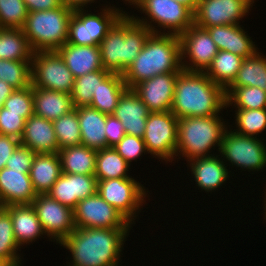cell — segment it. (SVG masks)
Wrapping results in <instances>:
<instances>
[{
    "label": "cell",
    "mask_w": 266,
    "mask_h": 266,
    "mask_svg": "<svg viewBox=\"0 0 266 266\" xmlns=\"http://www.w3.org/2000/svg\"><path fill=\"white\" fill-rule=\"evenodd\" d=\"M130 164L114 149L107 147L96 152L95 177L97 180L128 178Z\"/></svg>",
    "instance_id": "d6a6232c"
},
{
    "label": "cell",
    "mask_w": 266,
    "mask_h": 266,
    "mask_svg": "<svg viewBox=\"0 0 266 266\" xmlns=\"http://www.w3.org/2000/svg\"><path fill=\"white\" fill-rule=\"evenodd\" d=\"M226 93L204 72L181 70L175 82L171 112L177 118L219 115Z\"/></svg>",
    "instance_id": "7a4b0ae2"
},
{
    "label": "cell",
    "mask_w": 266,
    "mask_h": 266,
    "mask_svg": "<svg viewBox=\"0 0 266 266\" xmlns=\"http://www.w3.org/2000/svg\"><path fill=\"white\" fill-rule=\"evenodd\" d=\"M111 72L101 69L75 78L72 91L70 93L73 107L88 106L92 102L93 93H96L100 82H102Z\"/></svg>",
    "instance_id": "e575fe53"
},
{
    "label": "cell",
    "mask_w": 266,
    "mask_h": 266,
    "mask_svg": "<svg viewBox=\"0 0 266 266\" xmlns=\"http://www.w3.org/2000/svg\"><path fill=\"white\" fill-rule=\"evenodd\" d=\"M105 135L107 147H114L126 135L123 124L113 114L106 117Z\"/></svg>",
    "instance_id": "bcb514c9"
},
{
    "label": "cell",
    "mask_w": 266,
    "mask_h": 266,
    "mask_svg": "<svg viewBox=\"0 0 266 266\" xmlns=\"http://www.w3.org/2000/svg\"><path fill=\"white\" fill-rule=\"evenodd\" d=\"M6 99L3 97V96H0V109L3 107V102L5 101Z\"/></svg>",
    "instance_id": "f5cc1de1"
},
{
    "label": "cell",
    "mask_w": 266,
    "mask_h": 266,
    "mask_svg": "<svg viewBox=\"0 0 266 266\" xmlns=\"http://www.w3.org/2000/svg\"><path fill=\"white\" fill-rule=\"evenodd\" d=\"M125 1H128V3H130V5H133V3L136 1V0H125ZM132 3V4H131Z\"/></svg>",
    "instance_id": "11a10c76"
},
{
    "label": "cell",
    "mask_w": 266,
    "mask_h": 266,
    "mask_svg": "<svg viewBox=\"0 0 266 266\" xmlns=\"http://www.w3.org/2000/svg\"><path fill=\"white\" fill-rule=\"evenodd\" d=\"M75 77L57 51L34 52L31 60V85L70 94Z\"/></svg>",
    "instance_id": "9c48e42d"
},
{
    "label": "cell",
    "mask_w": 266,
    "mask_h": 266,
    "mask_svg": "<svg viewBox=\"0 0 266 266\" xmlns=\"http://www.w3.org/2000/svg\"><path fill=\"white\" fill-rule=\"evenodd\" d=\"M35 154L30 148L19 144L7 160L5 167L16 171H30Z\"/></svg>",
    "instance_id": "f6af8a7d"
},
{
    "label": "cell",
    "mask_w": 266,
    "mask_h": 266,
    "mask_svg": "<svg viewBox=\"0 0 266 266\" xmlns=\"http://www.w3.org/2000/svg\"><path fill=\"white\" fill-rule=\"evenodd\" d=\"M130 228H76L60 244L70 250L69 266H118Z\"/></svg>",
    "instance_id": "6da1fadb"
},
{
    "label": "cell",
    "mask_w": 266,
    "mask_h": 266,
    "mask_svg": "<svg viewBox=\"0 0 266 266\" xmlns=\"http://www.w3.org/2000/svg\"><path fill=\"white\" fill-rule=\"evenodd\" d=\"M180 72L156 75L136 84L132 89L150 112L171 111L175 82Z\"/></svg>",
    "instance_id": "e0dca14e"
},
{
    "label": "cell",
    "mask_w": 266,
    "mask_h": 266,
    "mask_svg": "<svg viewBox=\"0 0 266 266\" xmlns=\"http://www.w3.org/2000/svg\"><path fill=\"white\" fill-rule=\"evenodd\" d=\"M95 0H61V3L67 7L74 9L84 8L88 3H94Z\"/></svg>",
    "instance_id": "681fc988"
},
{
    "label": "cell",
    "mask_w": 266,
    "mask_h": 266,
    "mask_svg": "<svg viewBox=\"0 0 266 266\" xmlns=\"http://www.w3.org/2000/svg\"><path fill=\"white\" fill-rule=\"evenodd\" d=\"M225 93L226 107L235 103L236 109L266 108V92L258 87H228Z\"/></svg>",
    "instance_id": "d590c367"
},
{
    "label": "cell",
    "mask_w": 266,
    "mask_h": 266,
    "mask_svg": "<svg viewBox=\"0 0 266 266\" xmlns=\"http://www.w3.org/2000/svg\"><path fill=\"white\" fill-rule=\"evenodd\" d=\"M179 38L181 60L188 57L191 61L189 65L187 61H185L186 63L181 61L182 69L205 73L219 51L209 32L193 23Z\"/></svg>",
    "instance_id": "9a60e30c"
},
{
    "label": "cell",
    "mask_w": 266,
    "mask_h": 266,
    "mask_svg": "<svg viewBox=\"0 0 266 266\" xmlns=\"http://www.w3.org/2000/svg\"><path fill=\"white\" fill-rule=\"evenodd\" d=\"M73 12L63 4L56 9L28 12L22 30L33 51H57L62 47L67 42Z\"/></svg>",
    "instance_id": "8992f818"
},
{
    "label": "cell",
    "mask_w": 266,
    "mask_h": 266,
    "mask_svg": "<svg viewBox=\"0 0 266 266\" xmlns=\"http://www.w3.org/2000/svg\"><path fill=\"white\" fill-rule=\"evenodd\" d=\"M28 12L56 9L62 5L61 0H24Z\"/></svg>",
    "instance_id": "c3c4849f"
},
{
    "label": "cell",
    "mask_w": 266,
    "mask_h": 266,
    "mask_svg": "<svg viewBox=\"0 0 266 266\" xmlns=\"http://www.w3.org/2000/svg\"><path fill=\"white\" fill-rule=\"evenodd\" d=\"M181 43L177 35L151 33L136 59L122 74L123 80L132 89L136 84L156 75L180 72Z\"/></svg>",
    "instance_id": "3957f363"
},
{
    "label": "cell",
    "mask_w": 266,
    "mask_h": 266,
    "mask_svg": "<svg viewBox=\"0 0 266 266\" xmlns=\"http://www.w3.org/2000/svg\"><path fill=\"white\" fill-rule=\"evenodd\" d=\"M150 111L133 89L120 97L113 115L123 124L125 133L143 138Z\"/></svg>",
    "instance_id": "ffe728a7"
},
{
    "label": "cell",
    "mask_w": 266,
    "mask_h": 266,
    "mask_svg": "<svg viewBox=\"0 0 266 266\" xmlns=\"http://www.w3.org/2000/svg\"><path fill=\"white\" fill-rule=\"evenodd\" d=\"M152 32L125 13L99 44L103 68L122 75L136 59Z\"/></svg>",
    "instance_id": "277c9868"
},
{
    "label": "cell",
    "mask_w": 266,
    "mask_h": 266,
    "mask_svg": "<svg viewBox=\"0 0 266 266\" xmlns=\"http://www.w3.org/2000/svg\"><path fill=\"white\" fill-rule=\"evenodd\" d=\"M10 214L13 232L18 246L32 243L46 234L32 205H8L4 207Z\"/></svg>",
    "instance_id": "484cf974"
},
{
    "label": "cell",
    "mask_w": 266,
    "mask_h": 266,
    "mask_svg": "<svg viewBox=\"0 0 266 266\" xmlns=\"http://www.w3.org/2000/svg\"><path fill=\"white\" fill-rule=\"evenodd\" d=\"M75 109L79 120L81 144L95 150L107 148L105 135L107 114L102 113L89 105L79 106Z\"/></svg>",
    "instance_id": "cb8c5ba5"
},
{
    "label": "cell",
    "mask_w": 266,
    "mask_h": 266,
    "mask_svg": "<svg viewBox=\"0 0 266 266\" xmlns=\"http://www.w3.org/2000/svg\"><path fill=\"white\" fill-rule=\"evenodd\" d=\"M127 89L122 75L110 73L100 82L96 93H93L92 102L89 106L107 115L113 114L121 95Z\"/></svg>",
    "instance_id": "f546056e"
},
{
    "label": "cell",
    "mask_w": 266,
    "mask_h": 266,
    "mask_svg": "<svg viewBox=\"0 0 266 266\" xmlns=\"http://www.w3.org/2000/svg\"><path fill=\"white\" fill-rule=\"evenodd\" d=\"M3 107L8 109V112L24 113L25 120L31 117L34 114L32 85L24 89H15L3 102Z\"/></svg>",
    "instance_id": "b9f144b4"
},
{
    "label": "cell",
    "mask_w": 266,
    "mask_h": 266,
    "mask_svg": "<svg viewBox=\"0 0 266 266\" xmlns=\"http://www.w3.org/2000/svg\"><path fill=\"white\" fill-rule=\"evenodd\" d=\"M97 181V193L133 224L136 211L145 202L144 186L132 177Z\"/></svg>",
    "instance_id": "8fae6325"
},
{
    "label": "cell",
    "mask_w": 266,
    "mask_h": 266,
    "mask_svg": "<svg viewBox=\"0 0 266 266\" xmlns=\"http://www.w3.org/2000/svg\"><path fill=\"white\" fill-rule=\"evenodd\" d=\"M33 54L22 29L0 28V59L31 61Z\"/></svg>",
    "instance_id": "4dcf8cb0"
},
{
    "label": "cell",
    "mask_w": 266,
    "mask_h": 266,
    "mask_svg": "<svg viewBox=\"0 0 266 266\" xmlns=\"http://www.w3.org/2000/svg\"><path fill=\"white\" fill-rule=\"evenodd\" d=\"M73 213L76 228H131V223L98 193L79 201Z\"/></svg>",
    "instance_id": "4fadbf2b"
},
{
    "label": "cell",
    "mask_w": 266,
    "mask_h": 266,
    "mask_svg": "<svg viewBox=\"0 0 266 266\" xmlns=\"http://www.w3.org/2000/svg\"><path fill=\"white\" fill-rule=\"evenodd\" d=\"M20 144V140L0 134V171L5 168L7 160Z\"/></svg>",
    "instance_id": "7dc6e473"
},
{
    "label": "cell",
    "mask_w": 266,
    "mask_h": 266,
    "mask_svg": "<svg viewBox=\"0 0 266 266\" xmlns=\"http://www.w3.org/2000/svg\"><path fill=\"white\" fill-rule=\"evenodd\" d=\"M178 118L171 112H150L143 141L155 158L173 161L176 156ZM171 160V161H170Z\"/></svg>",
    "instance_id": "30bf717a"
},
{
    "label": "cell",
    "mask_w": 266,
    "mask_h": 266,
    "mask_svg": "<svg viewBox=\"0 0 266 266\" xmlns=\"http://www.w3.org/2000/svg\"><path fill=\"white\" fill-rule=\"evenodd\" d=\"M221 121L218 115L178 118L176 156L180 153L188 161L212 156L210 149L215 145L220 148L227 129Z\"/></svg>",
    "instance_id": "5b68a950"
},
{
    "label": "cell",
    "mask_w": 266,
    "mask_h": 266,
    "mask_svg": "<svg viewBox=\"0 0 266 266\" xmlns=\"http://www.w3.org/2000/svg\"><path fill=\"white\" fill-rule=\"evenodd\" d=\"M62 175L58 153H36L29 171L36 194H47Z\"/></svg>",
    "instance_id": "d4e9b609"
},
{
    "label": "cell",
    "mask_w": 266,
    "mask_h": 266,
    "mask_svg": "<svg viewBox=\"0 0 266 266\" xmlns=\"http://www.w3.org/2000/svg\"><path fill=\"white\" fill-rule=\"evenodd\" d=\"M235 112V124L238 128L235 133L254 137L266 129V108L237 109Z\"/></svg>",
    "instance_id": "ab89813d"
},
{
    "label": "cell",
    "mask_w": 266,
    "mask_h": 266,
    "mask_svg": "<svg viewBox=\"0 0 266 266\" xmlns=\"http://www.w3.org/2000/svg\"><path fill=\"white\" fill-rule=\"evenodd\" d=\"M14 90L7 82L0 80V96L7 99Z\"/></svg>",
    "instance_id": "f907efd6"
},
{
    "label": "cell",
    "mask_w": 266,
    "mask_h": 266,
    "mask_svg": "<svg viewBox=\"0 0 266 266\" xmlns=\"http://www.w3.org/2000/svg\"><path fill=\"white\" fill-rule=\"evenodd\" d=\"M8 264L0 258V266H7Z\"/></svg>",
    "instance_id": "db71d44e"
},
{
    "label": "cell",
    "mask_w": 266,
    "mask_h": 266,
    "mask_svg": "<svg viewBox=\"0 0 266 266\" xmlns=\"http://www.w3.org/2000/svg\"><path fill=\"white\" fill-rule=\"evenodd\" d=\"M103 9L100 12L101 15L86 13L84 8L74 9L69 20L67 43L77 46L99 45L108 31L125 13L111 6Z\"/></svg>",
    "instance_id": "52a82bcc"
},
{
    "label": "cell",
    "mask_w": 266,
    "mask_h": 266,
    "mask_svg": "<svg viewBox=\"0 0 266 266\" xmlns=\"http://www.w3.org/2000/svg\"><path fill=\"white\" fill-rule=\"evenodd\" d=\"M266 196V195H265ZM265 200H266V198H265ZM265 203H266V201H264ZM265 206V209H266V204L264 205ZM266 211V210H265ZM265 218H266V212H265Z\"/></svg>",
    "instance_id": "9f6ffc18"
},
{
    "label": "cell",
    "mask_w": 266,
    "mask_h": 266,
    "mask_svg": "<svg viewBox=\"0 0 266 266\" xmlns=\"http://www.w3.org/2000/svg\"><path fill=\"white\" fill-rule=\"evenodd\" d=\"M97 182L95 175L62 173L47 194L74 209L79 201L97 193Z\"/></svg>",
    "instance_id": "ac0fdd59"
},
{
    "label": "cell",
    "mask_w": 266,
    "mask_h": 266,
    "mask_svg": "<svg viewBox=\"0 0 266 266\" xmlns=\"http://www.w3.org/2000/svg\"><path fill=\"white\" fill-rule=\"evenodd\" d=\"M219 51H228L243 58L253 56L257 49L251 37L239 24L212 26L206 29Z\"/></svg>",
    "instance_id": "7402d4cb"
},
{
    "label": "cell",
    "mask_w": 266,
    "mask_h": 266,
    "mask_svg": "<svg viewBox=\"0 0 266 266\" xmlns=\"http://www.w3.org/2000/svg\"><path fill=\"white\" fill-rule=\"evenodd\" d=\"M24 113L8 112V109H0V134L14 137L20 140L25 126Z\"/></svg>",
    "instance_id": "7bdbcfd3"
},
{
    "label": "cell",
    "mask_w": 266,
    "mask_h": 266,
    "mask_svg": "<svg viewBox=\"0 0 266 266\" xmlns=\"http://www.w3.org/2000/svg\"><path fill=\"white\" fill-rule=\"evenodd\" d=\"M96 152L82 144L59 150L62 173L95 175Z\"/></svg>",
    "instance_id": "f1b7e54d"
},
{
    "label": "cell",
    "mask_w": 266,
    "mask_h": 266,
    "mask_svg": "<svg viewBox=\"0 0 266 266\" xmlns=\"http://www.w3.org/2000/svg\"><path fill=\"white\" fill-rule=\"evenodd\" d=\"M256 137L239 135L234 130L226 129L218 151L234 166L259 171L266 167V146Z\"/></svg>",
    "instance_id": "7c38bea8"
},
{
    "label": "cell",
    "mask_w": 266,
    "mask_h": 266,
    "mask_svg": "<svg viewBox=\"0 0 266 266\" xmlns=\"http://www.w3.org/2000/svg\"><path fill=\"white\" fill-rule=\"evenodd\" d=\"M114 149L130 164L147 151L143 138L126 134Z\"/></svg>",
    "instance_id": "ee69618b"
},
{
    "label": "cell",
    "mask_w": 266,
    "mask_h": 266,
    "mask_svg": "<svg viewBox=\"0 0 266 266\" xmlns=\"http://www.w3.org/2000/svg\"><path fill=\"white\" fill-rule=\"evenodd\" d=\"M47 236L61 243L75 229L73 209L48 194H38L31 204Z\"/></svg>",
    "instance_id": "5bb4252c"
},
{
    "label": "cell",
    "mask_w": 266,
    "mask_h": 266,
    "mask_svg": "<svg viewBox=\"0 0 266 266\" xmlns=\"http://www.w3.org/2000/svg\"><path fill=\"white\" fill-rule=\"evenodd\" d=\"M0 80L7 82L14 89L31 86V61L0 59Z\"/></svg>",
    "instance_id": "f35d334b"
},
{
    "label": "cell",
    "mask_w": 266,
    "mask_h": 266,
    "mask_svg": "<svg viewBox=\"0 0 266 266\" xmlns=\"http://www.w3.org/2000/svg\"><path fill=\"white\" fill-rule=\"evenodd\" d=\"M19 248L10 214L4 207H0V258L8 265L20 266L21 259L16 253Z\"/></svg>",
    "instance_id": "8d00e7d4"
},
{
    "label": "cell",
    "mask_w": 266,
    "mask_h": 266,
    "mask_svg": "<svg viewBox=\"0 0 266 266\" xmlns=\"http://www.w3.org/2000/svg\"><path fill=\"white\" fill-rule=\"evenodd\" d=\"M133 4L147 14L151 21L149 23L146 19L132 17L136 22L146 26L152 33L159 34L160 32L162 34L151 24L154 21L163 30L167 28L168 34L177 36L184 33L194 23V14L186 6L174 0H136Z\"/></svg>",
    "instance_id": "ba28073f"
},
{
    "label": "cell",
    "mask_w": 266,
    "mask_h": 266,
    "mask_svg": "<svg viewBox=\"0 0 266 266\" xmlns=\"http://www.w3.org/2000/svg\"><path fill=\"white\" fill-rule=\"evenodd\" d=\"M27 14L24 0H0V28L22 29Z\"/></svg>",
    "instance_id": "60d3db41"
},
{
    "label": "cell",
    "mask_w": 266,
    "mask_h": 266,
    "mask_svg": "<svg viewBox=\"0 0 266 266\" xmlns=\"http://www.w3.org/2000/svg\"><path fill=\"white\" fill-rule=\"evenodd\" d=\"M253 3L254 0H198L194 24L204 29L239 24Z\"/></svg>",
    "instance_id": "2e32d148"
},
{
    "label": "cell",
    "mask_w": 266,
    "mask_h": 266,
    "mask_svg": "<svg viewBox=\"0 0 266 266\" xmlns=\"http://www.w3.org/2000/svg\"><path fill=\"white\" fill-rule=\"evenodd\" d=\"M243 57L228 51H218L205 74L218 86L226 90L235 80Z\"/></svg>",
    "instance_id": "1f68e13d"
},
{
    "label": "cell",
    "mask_w": 266,
    "mask_h": 266,
    "mask_svg": "<svg viewBox=\"0 0 266 266\" xmlns=\"http://www.w3.org/2000/svg\"><path fill=\"white\" fill-rule=\"evenodd\" d=\"M20 144L35 153H58L53 121L33 114L25 121Z\"/></svg>",
    "instance_id": "44dd1931"
},
{
    "label": "cell",
    "mask_w": 266,
    "mask_h": 266,
    "mask_svg": "<svg viewBox=\"0 0 266 266\" xmlns=\"http://www.w3.org/2000/svg\"><path fill=\"white\" fill-rule=\"evenodd\" d=\"M36 196L29 171H16L7 167L0 171V207L31 205Z\"/></svg>",
    "instance_id": "d6986e66"
},
{
    "label": "cell",
    "mask_w": 266,
    "mask_h": 266,
    "mask_svg": "<svg viewBox=\"0 0 266 266\" xmlns=\"http://www.w3.org/2000/svg\"><path fill=\"white\" fill-rule=\"evenodd\" d=\"M218 156H208L195 158L191 162V172L195 178L196 184L202 190L210 192L222 186L229 179V172L226 169L225 162Z\"/></svg>",
    "instance_id": "4316f807"
},
{
    "label": "cell",
    "mask_w": 266,
    "mask_h": 266,
    "mask_svg": "<svg viewBox=\"0 0 266 266\" xmlns=\"http://www.w3.org/2000/svg\"><path fill=\"white\" fill-rule=\"evenodd\" d=\"M57 52L63 58L67 68L77 78L103 68L99 45L77 46L65 43Z\"/></svg>",
    "instance_id": "603a6c76"
},
{
    "label": "cell",
    "mask_w": 266,
    "mask_h": 266,
    "mask_svg": "<svg viewBox=\"0 0 266 266\" xmlns=\"http://www.w3.org/2000/svg\"><path fill=\"white\" fill-rule=\"evenodd\" d=\"M34 114L54 121L74 109L70 94L33 87Z\"/></svg>",
    "instance_id": "83f0119b"
},
{
    "label": "cell",
    "mask_w": 266,
    "mask_h": 266,
    "mask_svg": "<svg viewBox=\"0 0 266 266\" xmlns=\"http://www.w3.org/2000/svg\"><path fill=\"white\" fill-rule=\"evenodd\" d=\"M184 6H186L193 14L197 9L198 0H174Z\"/></svg>",
    "instance_id": "816d5d0a"
},
{
    "label": "cell",
    "mask_w": 266,
    "mask_h": 266,
    "mask_svg": "<svg viewBox=\"0 0 266 266\" xmlns=\"http://www.w3.org/2000/svg\"><path fill=\"white\" fill-rule=\"evenodd\" d=\"M53 124L59 150L81 144V132L75 108L54 120Z\"/></svg>",
    "instance_id": "74e56055"
},
{
    "label": "cell",
    "mask_w": 266,
    "mask_h": 266,
    "mask_svg": "<svg viewBox=\"0 0 266 266\" xmlns=\"http://www.w3.org/2000/svg\"><path fill=\"white\" fill-rule=\"evenodd\" d=\"M259 53L244 58L234 82L229 87L255 86L266 92V58Z\"/></svg>",
    "instance_id": "836d02e7"
}]
</instances>
